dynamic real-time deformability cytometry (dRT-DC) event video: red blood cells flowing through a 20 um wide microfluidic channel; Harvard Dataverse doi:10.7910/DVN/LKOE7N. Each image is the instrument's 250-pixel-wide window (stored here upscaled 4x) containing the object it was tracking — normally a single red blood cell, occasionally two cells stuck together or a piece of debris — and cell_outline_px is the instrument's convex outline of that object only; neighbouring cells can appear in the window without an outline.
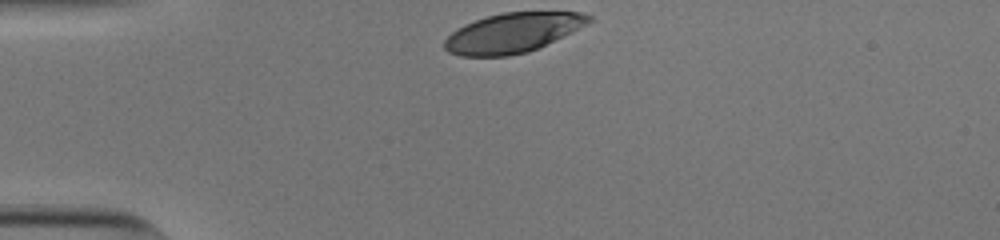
{"species": "human", "species_latin": "Homo sapiens", "temperature_condition": "cold", "stored_images_in_passage": 31, "camera_frame_rate_fps": 3000, "um_per_image_px": 0.085, "donor": {"sex": "male"}, "frame": {"image": 1, "passage_image": 1, "time_ms": 0.0, "image_size_px": [1000, 240], "cell_outline_px": [[592, 20], [528, 52], [508, 56], [460, 56], [448, 52], [444, 48], [444, 40], [456, 28], [464, 24], [488, 16], [504, 12], [580, 12], [592, 16]], "centroid_in_image_um": [43.48, 2.79], "position_along_channel_um": 41.5, "area_um2": 32.66}}
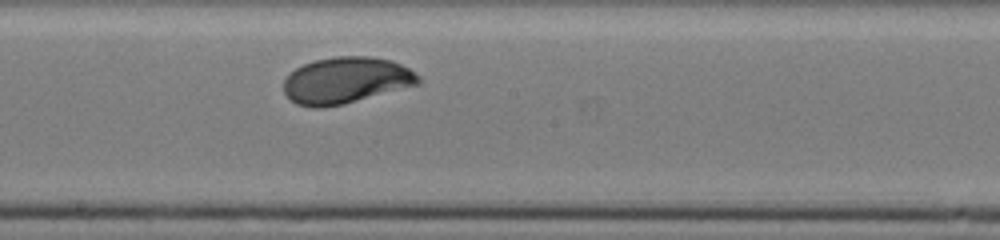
{"frame": {"image": 2, "passage_image": 18, "time_ms": 5.667, "image_size_px": [1000, 240], "cell_outline_px": [[420, 84], [344, 104], [316, 108], [296, 104], [284, 92], [284, 80], [296, 68], [304, 64], [316, 60], [336, 56], [368, 56], [392, 60], [408, 68], [420, 76]], "centroid_in_image_um": [29.43, 6.83], "position_along_channel_um": 218.8, "area_um2": 36.24}}
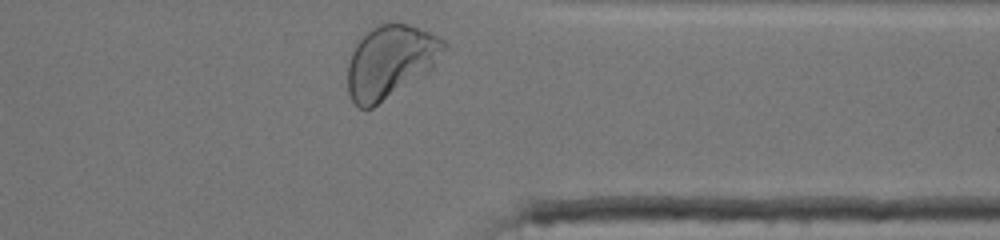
{"frame": {"image": 3, "passage_image": 31, "time_ms": 10.0, "image_size_px": [1000, 240], "cell_outline_px": [[448, 48], [432, 68], [428, 72], [372, 108], [360, 108], [352, 100], [348, 92], [348, 64], [352, 52], [356, 44], [372, 28], [380, 24], [408, 24], [428, 32], [444, 40], [448, 44]], "centroid_in_image_um": [33.2, 5.24], "position_along_channel_um": 378.2, "area_um2": 40.29}, "authors_computed_cell_mechanics": {"area_um2": 36.1828, "velocity_mm_per_s": 3.7624, "shape_relaxation_time_tau1_ms": 2.1321, "shape_relaxation_time_tau2_ms": null, "deformation_change_tau1": 0.1216, "deformation_change_tau2": null}}